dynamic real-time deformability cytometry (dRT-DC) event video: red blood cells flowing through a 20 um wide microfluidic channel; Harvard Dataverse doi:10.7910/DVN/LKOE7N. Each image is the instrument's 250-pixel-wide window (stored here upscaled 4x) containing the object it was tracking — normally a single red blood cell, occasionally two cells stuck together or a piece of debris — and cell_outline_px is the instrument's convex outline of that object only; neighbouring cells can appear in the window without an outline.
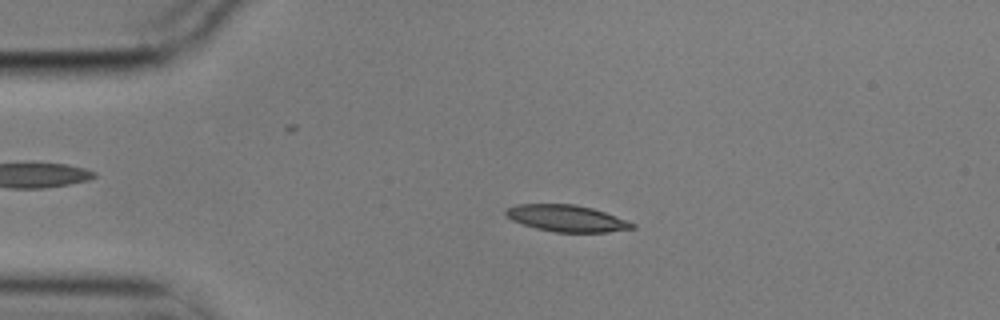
{"species": "common noctule bat (a hibernating species)", "species_latin": "Nyctalus noctula", "temperature_condition": "cold", "stored_images_in_passage": 53, "camera_frame_rate_fps": 3000, "um_per_image_px": 0.085, "animal": {"sex": "male", "body_mass_g": 17.9}, "frame": {"image": 1, "passage_image": 9, "time_ms": 2.667, "image_size_px": [1000, 320], "cell_outline_px": [[636, 228], [608, 232], [556, 232], [536, 228], [512, 220], [504, 212], [504, 208], [516, 204], [576, 204], [592, 208], [616, 216], [636, 224]], "centroid_in_image_um": [48.17, 18.55], "position_along_channel_um": 36.8, "area_um2": 19.59}}
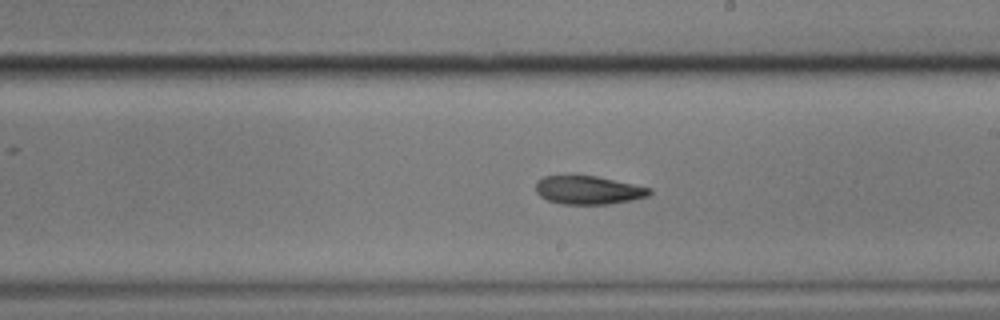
{"frame": {"image": 2, "passage_image": 29, "time_ms": 9.333, "image_size_px": [1000, 320], "cell_outline_px": [[652, 192], [648, 196], [632, 200], [608, 204], [560, 204], [548, 200], [540, 196], [536, 192], [536, 180], [544, 176], [596, 176], [652, 188]], "centroid_in_image_um": [50.0, 16.16], "position_along_channel_um": 239.0, "area_um2": 18.79}}
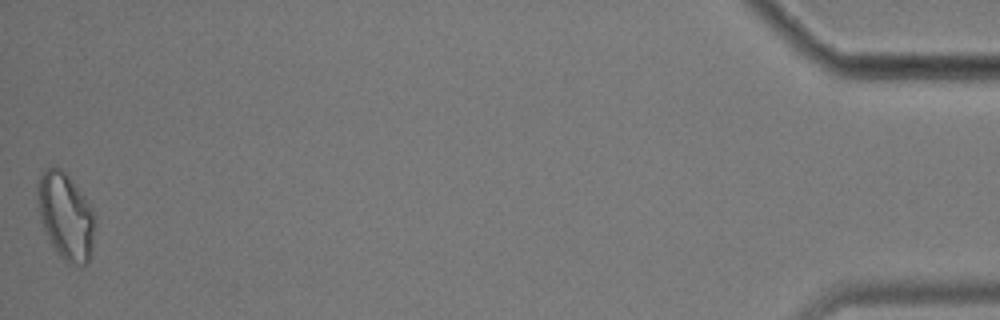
{"frame": {"image": 3, "passage_image": 53, "time_ms": 17.333, "image_size_px": [1000, 320], "cell_outline_px": [[96, 220], [92, 252], [88, 264], [80, 268], [64, 260], [60, 256], [52, 244], [40, 220], [36, 192], [36, 184], [44, 168], [48, 164], [56, 164], [68, 176], [84, 196], [92, 208]], "centroid_in_image_um": [5.59, 18.36], "position_along_channel_um": 429.6, "area_um2": 29.59}, "authors_computed_cell_mechanics": {"area_um2": 19.941, "velocity_mm_per_s": 3.5402, "shape_relaxation_time_tau1_ms": 4.3431, "shape_relaxation_time_tau2_ms": 8.5193, "deformation_change_tau1": 0.1354, "deformation_change_tau2": 0.1597}}